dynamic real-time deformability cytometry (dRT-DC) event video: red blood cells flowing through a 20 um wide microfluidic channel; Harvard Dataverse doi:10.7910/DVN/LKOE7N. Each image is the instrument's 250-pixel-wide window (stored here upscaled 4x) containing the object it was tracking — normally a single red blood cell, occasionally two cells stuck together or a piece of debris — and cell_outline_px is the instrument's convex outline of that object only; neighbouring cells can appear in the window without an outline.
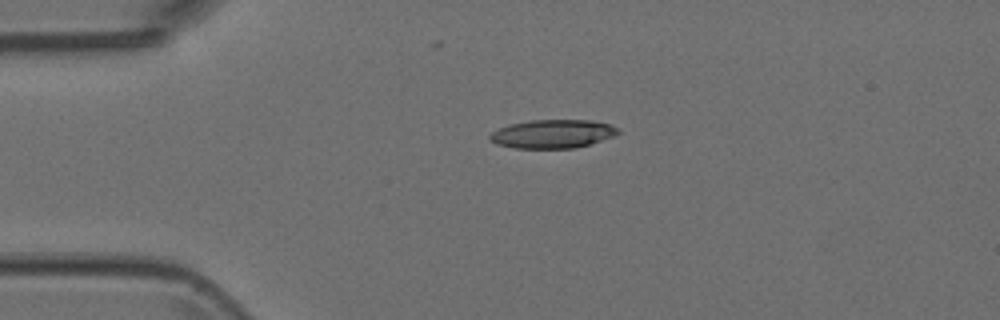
{"species": "Egyptian fruit bat (a non-hibernating species)", "species_latin": "Rousettus aegyptiacus", "temperature_condition": "room temperature", "stored_images_in_passage": 5, "camera_frame_rate_fps": 3000, "um_per_image_px": 0.085, "animal": {"sex": "female"}, "frame": {"image": 1, "passage_image": 3, "time_ms": 0.667, "image_size_px": [1000, 320], "cell_outline_px": [[620, 132], [616, 136], [576, 148], [516, 148], [496, 144], [488, 136], [492, 132], [508, 124], [528, 120], [588, 120], [608, 124], [620, 128]], "centroid_in_image_um": [47.0, 11.38], "position_along_channel_um": 38.0, "area_um2": 21.39}}
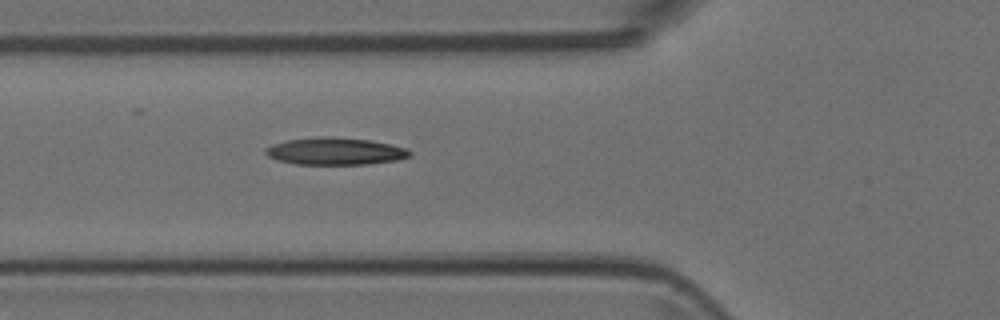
{"frame": {"image": 2, "passage_image": 5, "time_ms": 1.333, "image_size_px": [1000, 320], "cell_outline_px": [[412, 156], [396, 160], [368, 164], [296, 164], [276, 160], [268, 156], [264, 152], [264, 148], [272, 144], [288, 140], [320, 136], [332, 136], [368, 140], [408, 148], [412, 152]], "centroid_in_image_um": [28.48, 12.85], "position_along_channel_um": 97.3, "area_um2": 22.95}}